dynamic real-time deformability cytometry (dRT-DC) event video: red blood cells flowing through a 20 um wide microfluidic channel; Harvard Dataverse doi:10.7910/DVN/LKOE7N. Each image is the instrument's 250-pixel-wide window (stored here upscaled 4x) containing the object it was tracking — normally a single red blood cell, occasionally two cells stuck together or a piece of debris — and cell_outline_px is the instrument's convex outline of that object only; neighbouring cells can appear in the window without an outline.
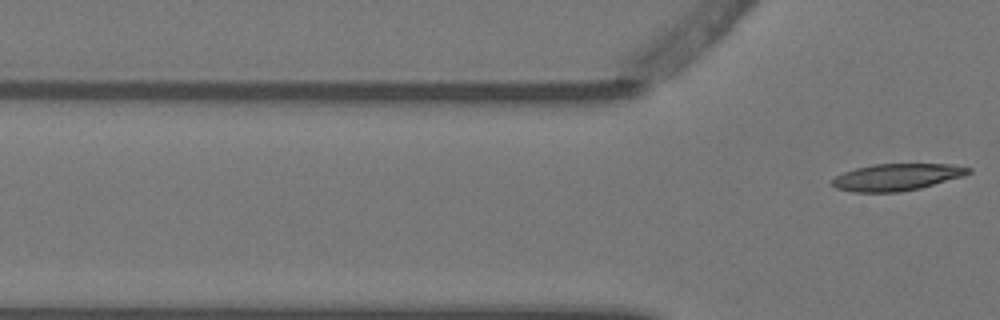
{"species": "Egyptian fruit bat (a non-hibernating species)", "species_latin": "Rousettus aegyptiacus", "temperature_condition": "warm", "stored_images_in_passage": 3, "segment_of_instrument_passage": [2, 2], "camera_frame_rate_fps": 3000, "um_per_image_px": 0.085, "animal": {"sex": "female"}, "frame": {"image": 1, "passage_image": 3, "time_ms": 0.667, "image_size_px": [1000, 320], "cell_outline_px": [[972, 172], [964, 176], [920, 188], [900, 192], [852, 192], [836, 188], [832, 184], [832, 180], [836, 176], [844, 172], [856, 168], [872, 164], [952, 164], [972, 168]], "centroid_in_image_um": [76.25, 15.05], "position_along_channel_um": 49.5, "area_um2": 21.39}}